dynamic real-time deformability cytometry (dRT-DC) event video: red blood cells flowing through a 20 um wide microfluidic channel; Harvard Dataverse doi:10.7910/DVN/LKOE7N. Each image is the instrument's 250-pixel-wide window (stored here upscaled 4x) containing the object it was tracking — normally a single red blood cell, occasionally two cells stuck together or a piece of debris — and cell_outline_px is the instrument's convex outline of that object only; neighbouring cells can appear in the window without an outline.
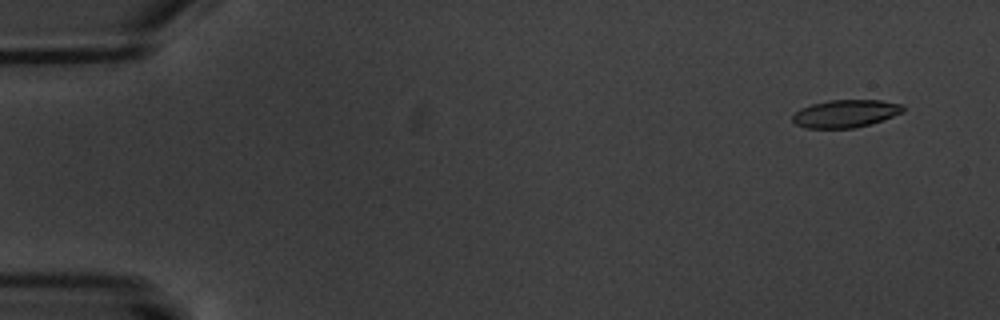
{"species": "common noctule bat (a hibernating species)", "species_latin": "Nyctalus noctula", "temperature_condition": "warm", "stored_images_in_passage": 7, "camera_frame_rate_fps": 3000, "um_per_image_px": 0.085, "animal": {"sex": "male", "body_mass_g": 20.1, "forearm_length_mm": 53.5}, "frame": {"image": 1, "passage_image": 2, "time_ms": 1.0, "image_size_px": [1000, 320], "cell_outline_px": [[904, 112], [884, 120], [856, 128], [804, 128], [796, 124], [792, 120], [792, 116], [800, 108], [812, 104], [828, 100], [880, 100], [904, 104]], "centroid_in_image_um": [71.9, 9.65], "position_along_channel_um": 13.1, "area_um2": 18.03}}
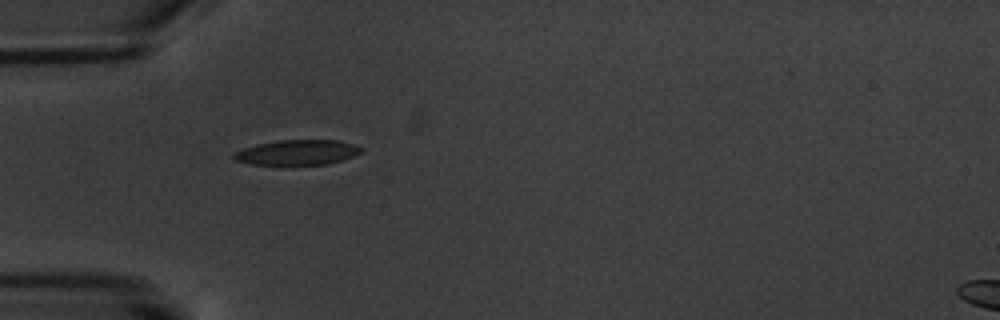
{"frame": {"image": 2, "passage_image": 6, "time_ms": 6.0, "image_size_px": [1000, 320], "cell_outline_px": [[364, 148], [360, 152], [344, 160], [328, 164], [252, 164], [236, 160], [232, 156], [232, 152], [256, 144], [280, 140], [336, 140], [352, 144]], "centroid_in_image_um": [25.26, 12.95], "position_along_channel_um": 59.7, "area_um2": 18.44}}